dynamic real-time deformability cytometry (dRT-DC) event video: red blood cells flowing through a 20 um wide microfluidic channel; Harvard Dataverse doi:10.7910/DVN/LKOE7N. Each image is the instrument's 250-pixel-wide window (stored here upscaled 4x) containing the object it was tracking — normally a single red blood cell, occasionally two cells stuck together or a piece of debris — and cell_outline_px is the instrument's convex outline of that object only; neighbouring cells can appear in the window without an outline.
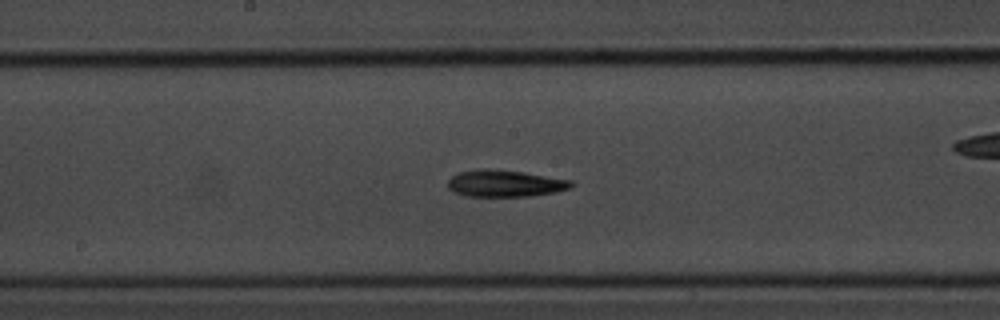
{"species": "common noctule bat (a hibernating species)", "species_latin": "Nyctalus noctula", "temperature_condition": "room temperature", "stored_images_in_passage": 27, "camera_frame_rate_fps": 3000, "um_per_image_px": 0.085, "animal": {"sex": "male", "body_mass_g": 20.1, "forearm_length_mm": 53.5}, "frame": {"image": 1, "passage_image": 8, "time_ms": 2.333, "image_size_px": [1000, 320], "cell_outline_px": [[576, 184], [572, 188], [556, 192], [528, 196], [468, 196], [456, 192], [448, 188], [448, 180], [452, 176], [460, 172], [484, 168], [488, 168], [520, 172], [572, 180]], "centroid_in_image_um": [42.96, 15.59], "position_along_channel_um": 205.2, "area_um2": 19.13}}
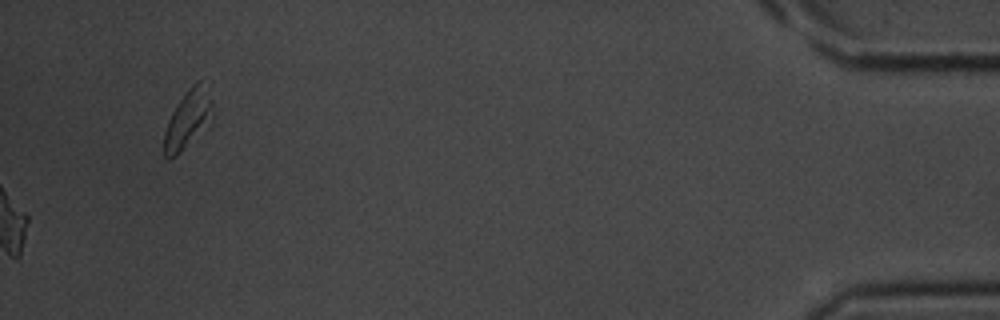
{"frame": {"image": 2, "passage_image": 27, "time_ms": 8.667, "image_size_px": [1000, 320], "cell_outline_px": [[212, 108], [184, 148], [176, 156], [168, 160], [164, 156], [164, 132], [168, 120], [176, 104], [188, 88], [196, 80], [200, 80], [212, 100]], "centroid_in_image_um": [15.83, 10.1], "position_along_channel_um": 419.4, "area_um2": 14.97}}